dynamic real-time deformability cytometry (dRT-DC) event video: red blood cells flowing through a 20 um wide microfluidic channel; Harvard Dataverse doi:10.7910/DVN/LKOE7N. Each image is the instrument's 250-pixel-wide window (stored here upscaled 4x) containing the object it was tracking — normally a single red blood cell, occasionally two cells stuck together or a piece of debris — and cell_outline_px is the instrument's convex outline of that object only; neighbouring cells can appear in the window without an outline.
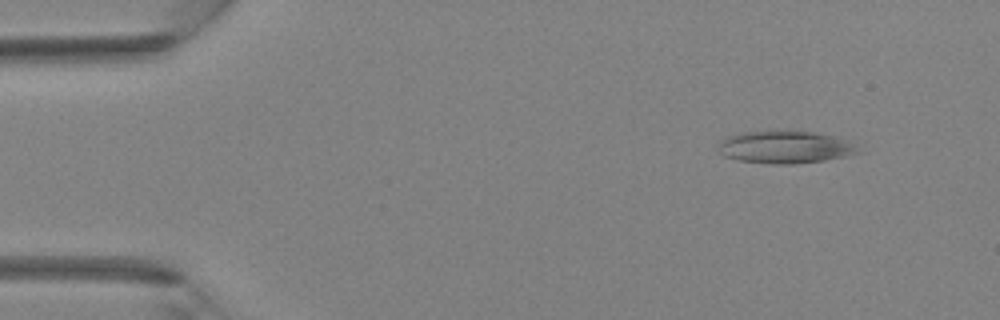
{"species": "Egyptian fruit bat (a non-hibernating species)", "species_latin": "Rousettus aegyptiacus", "temperature_condition": "room temperature", "stored_images_in_passage": 41, "camera_frame_rate_fps": 3000, "um_per_image_px": 0.085, "animal": {"sex": "female"}, "frame": {"image": 1, "passage_image": 4, "time_ms": 1.0, "image_size_px": [1000, 320], "cell_outline_px": [[860, 152], [844, 156], [824, 160], [792, 164], [772, 164], [740, 160], [724, 156], [720, 152], [716, 144], [720, 140], [728, 136], [740, 132], [812, 132], [832, 136], [844, 140], [852, 144]], "centroid_in_image_um": [66.64, 12.52], "position_along_channel_um": 18.4, "area_um2": 25.78}}
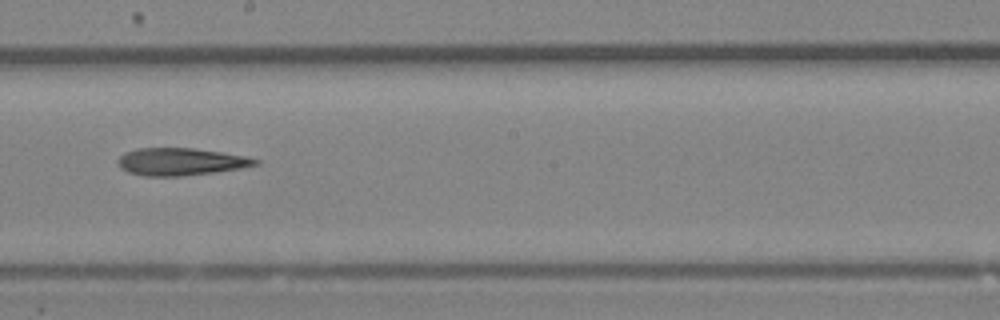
{"frame": {"image": 2, "passage_image": 23, "time_ms": 7.333, "image_size_px": [1000, 320], "cell_outline_px": [[260, 164], [240, 168], [212, 172], [180, 176], [144, 176], [128, 172], [120, 168], [116, 164], [116, 160], [124, 152], [136, 148], [192, 148], [248, 156], [260, 160]], "centroid_in_image_um": [15.32, 13.74], "position_along_channel_um": 232.9, "area_um2": 22.02}}
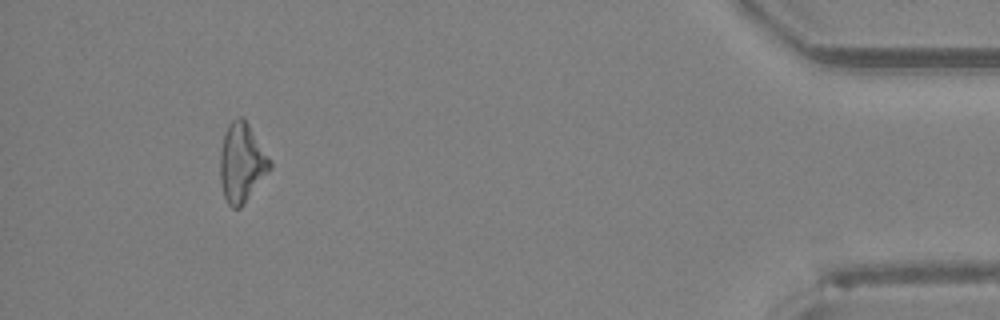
{"frame": {"image": 3, "passage_image": 38, "time_ms": 12.333, "image_size_px": [1000, 320], "cell_outline_px": [[272, 168], [244, 204], [240, 208], [232, 208], [228, 204], [224, 196], [220, 180], [220, 152], [224, 132], [228, 124], [236, 116], [240, 116], [248, 124], [272, 160]], "centroid_in_image_um": [20.55, 13.83], "position_along_channel_um": 414.6, "area_um2": 23.12}}